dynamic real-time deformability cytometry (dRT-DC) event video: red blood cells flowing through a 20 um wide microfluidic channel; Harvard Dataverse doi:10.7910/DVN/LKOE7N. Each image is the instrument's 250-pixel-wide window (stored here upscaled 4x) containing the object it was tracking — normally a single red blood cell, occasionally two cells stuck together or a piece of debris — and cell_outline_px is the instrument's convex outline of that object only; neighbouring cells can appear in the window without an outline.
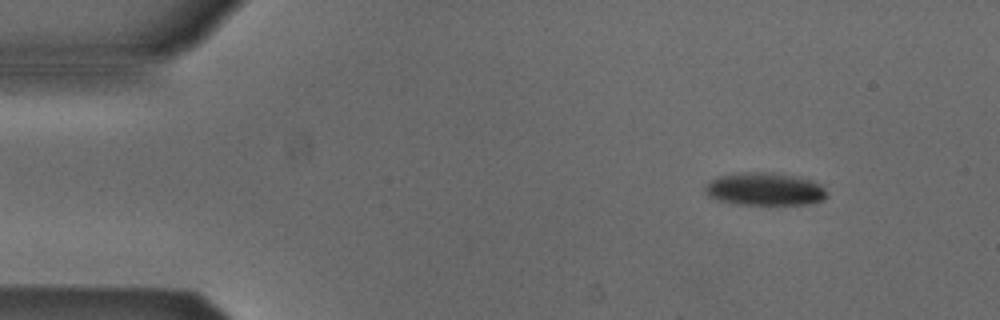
{"species": "Egyptian fruit bat (a non-hibernating species)", "species_latin": "Rousettus aegyptiacus", "temperature_condition": "cold", "stored_images_in_passage": 49, "camera_frame_rate_fps": 3000, "um_per_image_px": 0.085, "animal": {"sex": "male"}, "frame": {"image": 1, "passage_image": 3, "time_ms": 0.667, "image_size_px": [1000, 320], "cell_outline_px": [[828, 196], [824, 200], [808, 204], [736, 204], [716, 200], [708, 196], [704, 192], [704, 184], [708, 180], [716, 176], [736, 172], [772, 172], [792, 176], [808, 180], [820, 184], [828, 192]], "centroid_in_image_um": [64.93, 16.07], "position_along_channel_um": 20.1, "area_um2": 23.64}}
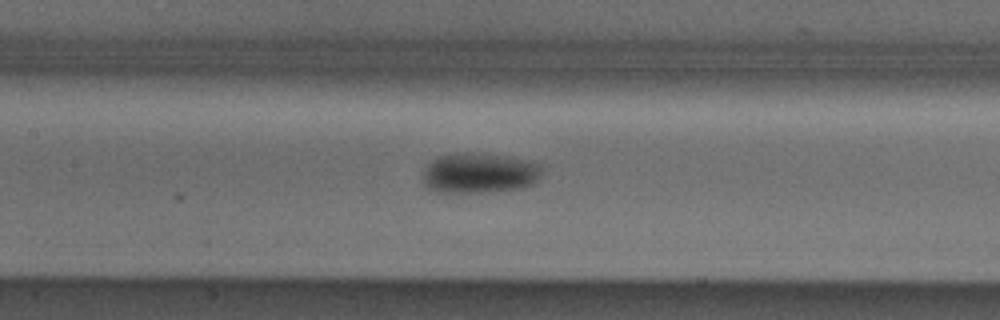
{"frame": {"image": 2, "passage_image": 21, "time_ms": 6.667, "image_size_px": [1000, 320], "cell_outline_px": [[540, 172], [536, 180], [532, 184], [520, 188], [480, 192], [436, 192], [428, 188], [424, 184], [424, 172], [428, 164], [432, 160], [440, 156], [464, 152], [476, 152], [504, 156], [524, 160], [540, 164]], "centroid_in_image_um": [40.7, 14.7], "position_along_channel_um": 166.7, "area_um2": 27.51}}
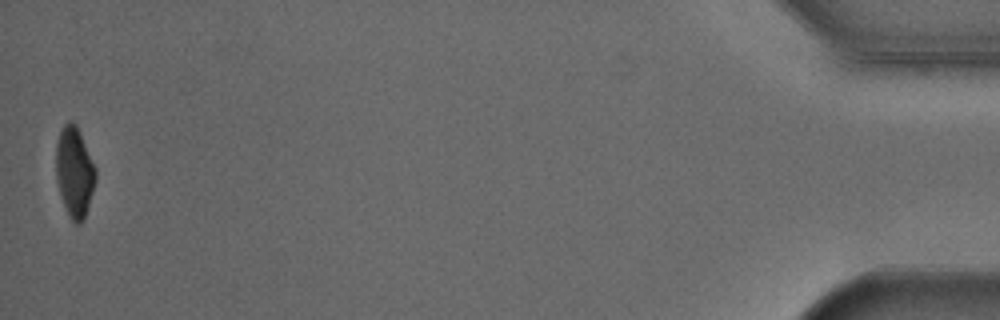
{"frame": {"image": 3, "passage_image": 49, "time_ms": 16.0, "image_size_px": [1000, 320], "cell_outline_px": [[96, 180], [84, 220], [80, 224], [76, 224], [68, 216], [60, 196], [56, 180], [56, 144], [60, 132], [64, 124], [68, 120], [72, 120], [76, 124], [80, 132], [96, 168]], "centroid_in_image_um": [6.32, 14.63], "position_along_channel_um": 428.9, "area_um2": 21.04}, "authors_computed_cell_mechanics": {"area_um2": 24.276, "velocity_mm_per_s": 3.8792, "shape_relaxation_time_tau1_ms": 3.7994, "shape_relaxation_time_tau2_ms": null, "deformation_change_tau1": 0.1001, "deformation_change_tau2": null}}